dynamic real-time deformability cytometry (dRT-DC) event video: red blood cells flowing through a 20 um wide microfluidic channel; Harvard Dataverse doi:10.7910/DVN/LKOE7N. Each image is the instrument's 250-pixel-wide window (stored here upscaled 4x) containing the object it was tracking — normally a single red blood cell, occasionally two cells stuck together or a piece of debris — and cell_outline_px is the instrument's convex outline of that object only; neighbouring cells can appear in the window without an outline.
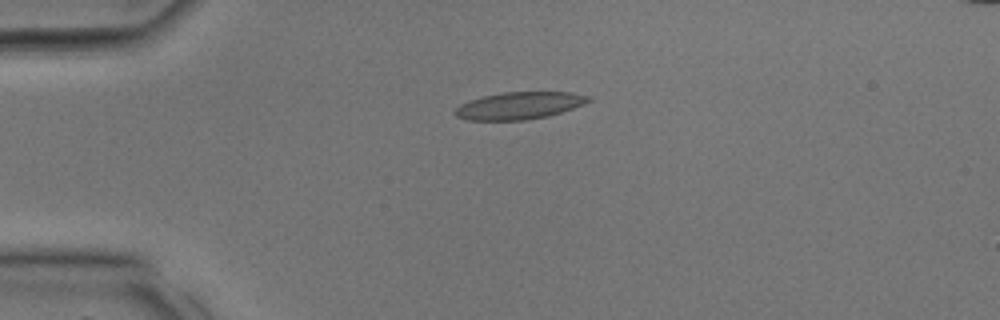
{"species": "common noctule bat (a hibernating species)", "species_latin": "Nyctalus noctula", "temperature_condition": "room temperature", "stored_images_in_passage": 15, "camera_frame_rate_fps": 3000, "um_per_image_px": 0.085, "animal": {"sex": "male", "body_mass_g": 17.9, "forearm_length_mm": 54.2}, "frame": {"image": 1, "passage_image": 7, "time_ms": 2.0, "image_size_px": [1000, 320], "cell_outline_px": [[592, 100], [584, 104], [548, 116], [524, 120], [468, 120], [456, 116], [452, 112], [460, 104], [484, 96], [504, 92], [572, 92], [592, 96]], "centroid_in_image_um": [44.16, 8.97], "position_along_channel_um": 40.8, "area_um2": 21.1}}